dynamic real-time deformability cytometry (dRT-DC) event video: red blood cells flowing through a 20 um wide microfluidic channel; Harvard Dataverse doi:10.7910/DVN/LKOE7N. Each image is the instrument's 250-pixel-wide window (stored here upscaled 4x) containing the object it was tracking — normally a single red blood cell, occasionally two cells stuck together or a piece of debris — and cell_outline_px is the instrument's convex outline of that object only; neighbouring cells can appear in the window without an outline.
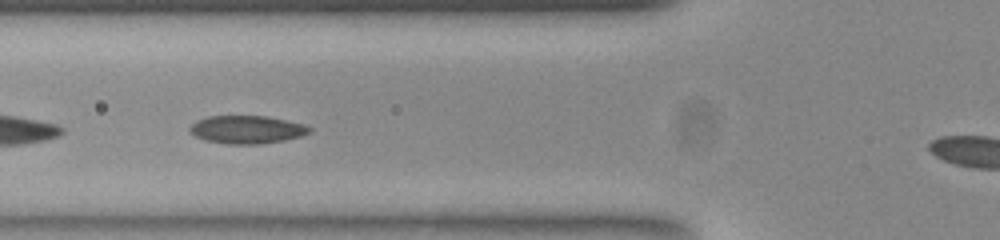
{"species": "common noctule bat (a hibernating species)", "species_latin": "Nyctalus noctula", "temperature_condition": "room temperature", "stored_images_in_passage": 32, "camera_frame_rate_fps": 3000, "um_per_image_px": 0.085, "animal": {"sex": "female", "body_mass_g": 23.0, "forearm_length_mm": 53.4}, "frame": {"image": 1, "passage_image": 5, "time_ms": 1.333, "image_size_px": [1000, 240], "cell_outline_px": [[312, 128], [308, 132], [300, 136], [284, 140], [256, 144], [228, 144], [204, 140], [196, 136], [188, 128], [196, 120], [208, 116], [264, 116], [304, 124]], "centroid_in_image_um": [20.94, 11.01], "position_along_channel_um": 104.9, "area_um2": 19.25}}
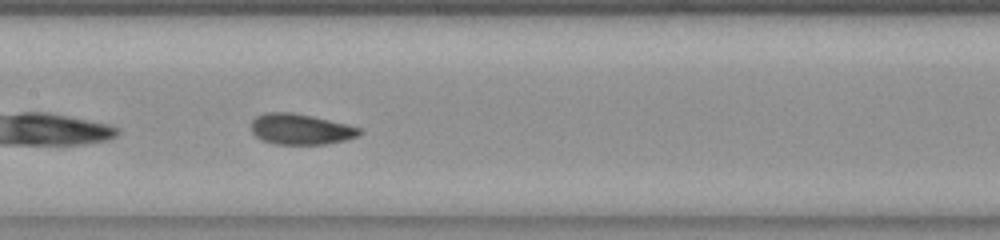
{"frame": {"image": 2, "passage_image": 11, "time_ms": 3.333, "image_size_px": [1000, 240], "cell_outline_px": [[360, 132], [356, 136], [344, 140], [324, 144], [276, 144], [264, 140], [256, 136], [252, 132], [252, 120], [256, 116], [264, 112], [292, 112], [312, 116], [360, 128]], "centroid_in_image_um": [25.49, 10.97], "position_along_channel_um": 181.9, "area_um2": 19.02}}
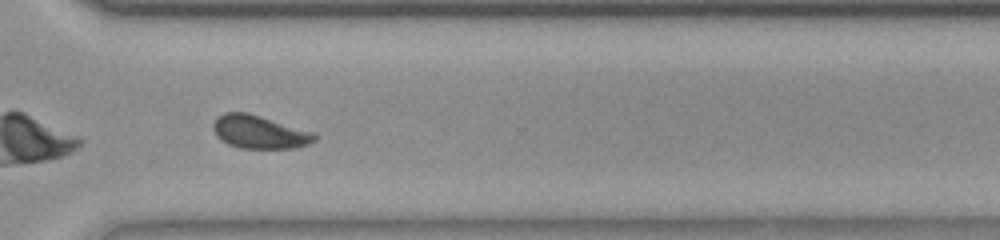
{"frame": {"image": 3, "passage_image": 24, "time_ms": 7.667, "image_size_px": [1000, 240], "cell_outline_px": [[316, 140], [308, 144], [292, 148], [240, 148], [228, 144], [220, 140], [216, 136], [212, 128], [212, 124], [216, 116], [224, 112], [248, 112], [312, 132], [316, 136]], "centroid_in_image_um": [21.97, 11.21], "position_along_channel_um": 348.6, "area_um2": 19.59}, "authors_computed_cell_mechanics": {"area_um2": 19.1896, "velocity_mm_per_s": 3.8486, "shape_relaxation_time_tau1_ms": 5.066, "shape_relaxation_time_tau2_ms": 1.4174, "deformation_change_tau1": 0.1171, "deformation_change_tau2": 0.0752}}